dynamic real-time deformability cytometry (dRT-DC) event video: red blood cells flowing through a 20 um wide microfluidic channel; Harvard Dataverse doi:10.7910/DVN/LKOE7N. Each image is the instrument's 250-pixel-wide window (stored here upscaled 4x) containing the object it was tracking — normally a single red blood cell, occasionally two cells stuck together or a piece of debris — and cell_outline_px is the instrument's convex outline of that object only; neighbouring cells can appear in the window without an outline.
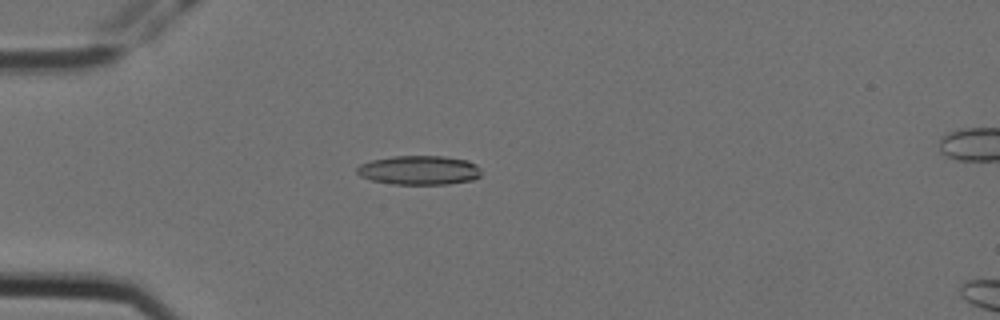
{"species": "Egyptian fruit bat (a non-hibernating species)", "species_latin": "Rousettus aegyptiacus", "temperature_condition": "cold", "stored_images_in_passage": 6, "camera_frame_rate_fps": 3000, "um_per_image_px": 0.085, "animal": {"sex": "female"}, "frame": {"image": 1, "passage_image": 5, "time_ms": 1.333, "image_size_px": [1000, 320], "cell_outline_px": [[480, 176], [472, 180], [448, 184], [392, 184], [372, 180], [360, 176], [356, 172], [356, 168], [360, 164], [372, 160], [392, 156], [444, 156], [468, 160], [476, 164], [480, 168]], "centroid_in_image_um": [35.63, 14.46], "position_along_channel_um": 49.4, "area_um2": 21.21}}